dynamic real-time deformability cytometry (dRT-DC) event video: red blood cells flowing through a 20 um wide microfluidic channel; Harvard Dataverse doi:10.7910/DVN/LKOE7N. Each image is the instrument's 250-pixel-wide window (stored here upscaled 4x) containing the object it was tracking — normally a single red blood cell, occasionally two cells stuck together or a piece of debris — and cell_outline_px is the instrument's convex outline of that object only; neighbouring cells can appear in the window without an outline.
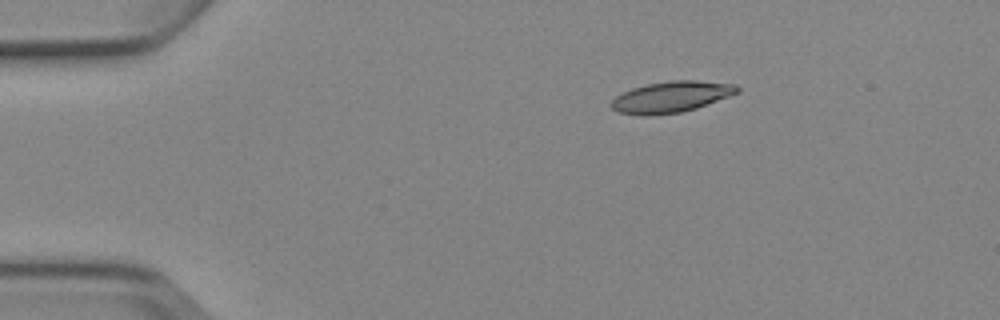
{"species": "Egyptian fruit bat (a non-hibernating species)", "species_latin": "Rousettus aegyptiacus", "temperature_condition": "cold", "stored_images_in_passage": 5, "camera_frame_rate_fps": 3000, "um_per_image_px": 0.085, "animal": {"sex": "female"}, "frame": {"image": 1, "passage_image": 3, "time_ms": 3.0, "image_size_px": [1000, 320], "cell_outline_px": [[740, 92], [696, 108], [680, 112], [652, 116], [640, 116], [616, 112], [612, 108], [612, 100], [616, 96], [632, 88], [648, 84], [668, 80], [696, 80], [736, 84], [740, 88]], "centroid_in_image_um": [57.05, 8.24], "position_along_channel_um": 27.9, "area_um2": 22.95}}